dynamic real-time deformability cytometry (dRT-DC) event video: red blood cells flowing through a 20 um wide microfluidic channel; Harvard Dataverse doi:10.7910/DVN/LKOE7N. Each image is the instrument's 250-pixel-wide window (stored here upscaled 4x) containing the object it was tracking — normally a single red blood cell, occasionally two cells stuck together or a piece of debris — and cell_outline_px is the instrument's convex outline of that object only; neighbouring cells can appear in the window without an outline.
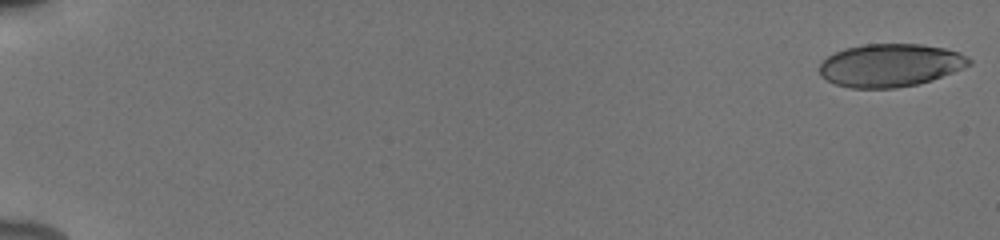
{"species": "human", "species_latin": "Homo sapiens", "temperature_condition": "cold", "stored_images_in_passage": 19, "camera_frame_rate_fps": 3000, "um_per_image_px": 0.085, "donor": {"sex": "male"}, "frame": {"image": 1, "passage_image": 1, "time_ms": 0.0, "image_size_px": [1000, 240], "cell_outline_px": [[972, 64], [932, 80], [916, 84], [896, 88], [852, 88], [836, 84], [820, 76], [820, 64], [828, 56], [844, 48], [864, 44], [920, 44], [944, 48], [960, 52], [968, 56], [972, 60]], "centroid_in_image_um": [75.69, 5.54], "position_along_channel_um": 9.3, "area_um2": 37.4}}
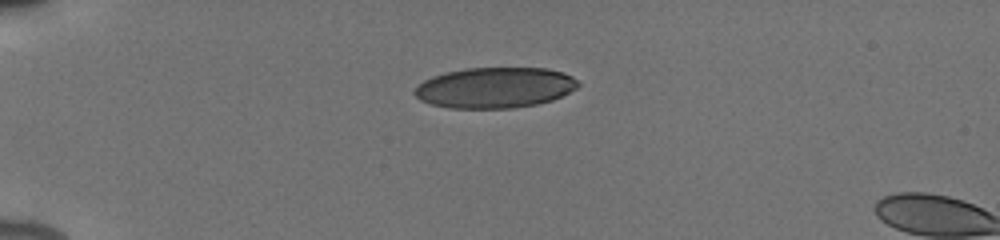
{"frame": {"image": 2, "passage_image": 15, "time_ms": 4.667, "image_size_px": [1000, 240], "cell_outline_px": [[580, 84], [576, 88], [552, 100], [536, 104], [512, 108], [448, 108], [432, 104], [420, 100], [412, 92], [424, 80], [432, 76], [444, 72], [464, 68], [544, 68], [564, 72], [572, 76]], "centroid_in_image_um": [42.04, 7.44], "position_along_channel_um": 43.0, "area_um2": 38.73}}